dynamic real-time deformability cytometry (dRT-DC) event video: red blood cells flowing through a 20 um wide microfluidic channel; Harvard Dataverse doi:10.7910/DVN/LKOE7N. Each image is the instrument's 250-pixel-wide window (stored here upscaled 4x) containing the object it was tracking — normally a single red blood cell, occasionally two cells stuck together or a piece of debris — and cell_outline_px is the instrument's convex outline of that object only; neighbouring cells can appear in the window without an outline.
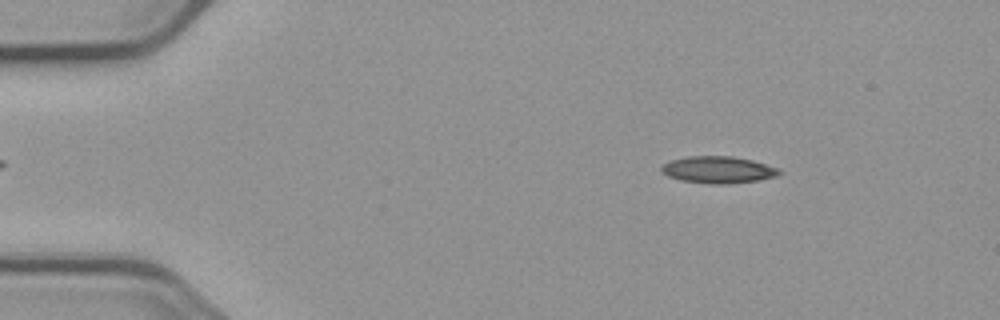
{"species": "common noctule bat (a hibernating species)", "species_latin": "Nyctalus noctula", "temperature_condition": "cold", "stored_images_in_passage": 4, "camera_frame_rate_fps": 3000, "um_per_image_px": 0.085, "animal": {"sex": "male", "body_mass_g": 23.1, "forearm_length_mm": 52.7}, "frame": {"image": 1, "passage_image": 2, "time_ms": 1.0, "image_size_px": [1000, 320], "cell_outline_px": [[784, 172], [776, 176], [760, 180], [728, 184], [712, 184], [680, 180], [668, 176], [660, 172], [660, 168], [664, 164], [672, 160], [688, 156], [732, 156], [752, 160], [780, 168]], "centroid_in_image_um": [61.07, 14.43], "position_along_channel_um": 23.9, "area_um2": 18.61}}